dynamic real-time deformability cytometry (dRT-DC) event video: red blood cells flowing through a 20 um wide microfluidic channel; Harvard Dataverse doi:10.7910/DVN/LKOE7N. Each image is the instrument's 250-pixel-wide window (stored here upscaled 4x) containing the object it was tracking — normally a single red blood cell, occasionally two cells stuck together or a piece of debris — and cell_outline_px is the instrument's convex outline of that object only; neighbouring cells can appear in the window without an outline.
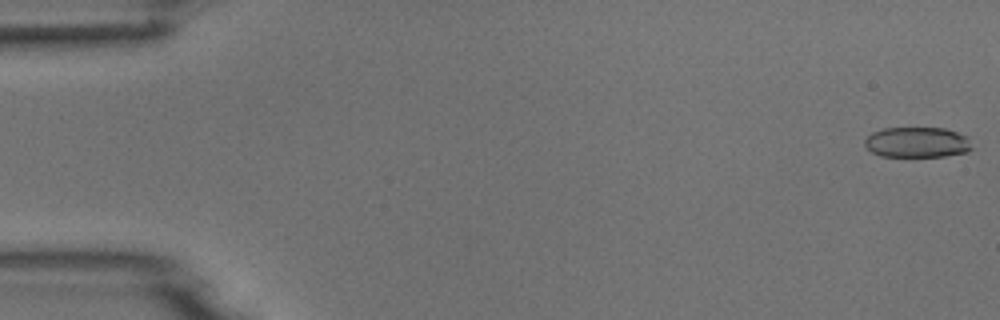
{"species": "common noctule bat (a hibernating species)", "species_latin": "Nyctalus noctula", "temperature_condition": "room temperature", "stored_images_in_passage": 53, "camera_frame_rate_fps": 3000, "um_per_image_px": 0.085, "animal": {"sex": "male", "body_mass_g": 18.8}, "frame": {"image": 1, "passage_image": 1, "time_ms": 0.0, "image_size_px": [1000, 320], "cell_outline_px": [[972, 148], [968, 152], [944, 156], [880, 156], [872, 152], [864, 144], [864, 140], [872, 132], [884, 128], [944, 128], [968, 136]], "centroid_in_image_um": [77.96, 12.09], "position_along_channel_um": 7.0, "area_um2": 19.02}}
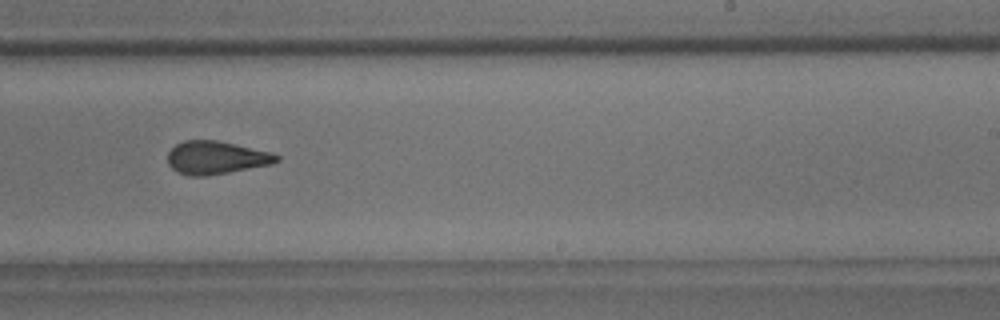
{"frame": {"image": 2, "passage_image": 33, "time_ms": 10.667, "image_size_px": [1000, 320], "cell_outline_px": [[280, 160], [272, 164], [208, 176], [188, 176], [172, 168], [168, 164], [168, 152], [176, 144], [184, 140], [216, 140], [236, 144], [272, 152], [280, 156]], "centroid_in_image_um": [18.39, 13.4], "position_along_channel_um": 270.6, "area_um2": 21.04}}
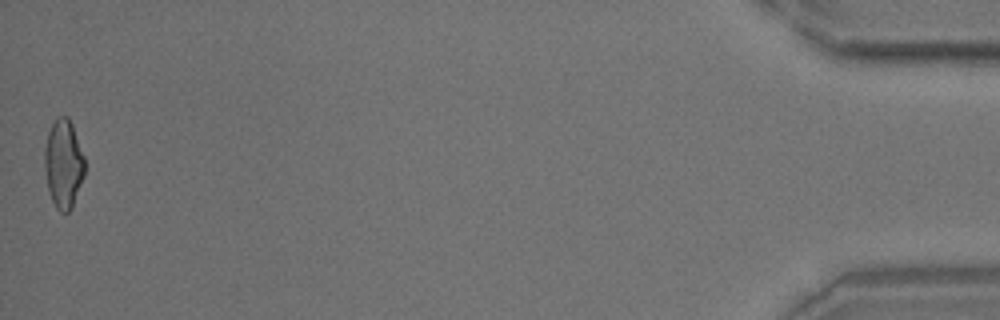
{"frame": {"image": 3, "passage_image": 53, "time_ms": 17.333, "image_size_px": [1000, 320], "cell_outline_px": [[84, 176], [72, 208], [68, 212], [60, 212], [56, 208], [52, 200], [48, 188], [44, 168], [44, 148], [48, 132], [56, 116], [68, 116], [72, 124], [84, 156]], "centroid_in_image_um": [5.39, 13.91], "position_along_channel_um": 429.8, "area_um2": 20.81}}